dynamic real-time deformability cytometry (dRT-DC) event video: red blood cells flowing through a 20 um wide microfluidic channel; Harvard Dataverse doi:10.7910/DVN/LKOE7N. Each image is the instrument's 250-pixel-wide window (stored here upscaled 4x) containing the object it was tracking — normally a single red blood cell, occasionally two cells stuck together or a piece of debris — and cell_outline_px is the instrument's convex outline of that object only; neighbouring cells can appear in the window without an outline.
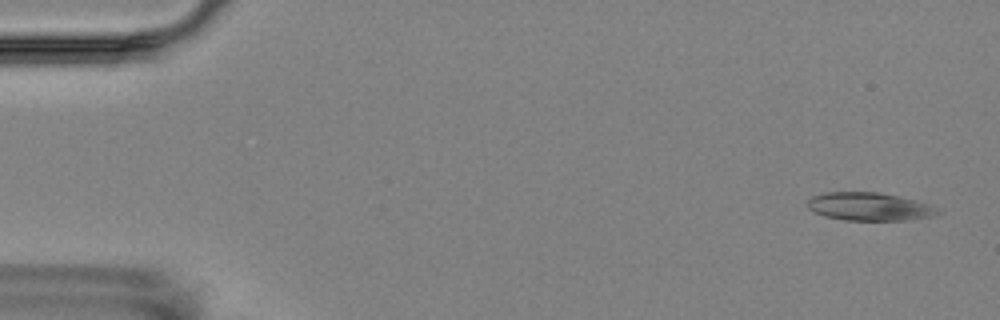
{"species": "Egyptian fruit bat (a non-hibernating species)", "species_latin": "Rousettus aegyptiacus", "temperature_condition": "room temperature", "stored_images_in_passage": 5, "camera_frame_rate_fps": 3000, "um_per_image_px": 0.085, "animal": {"sex": "female"}, "frame": {"image": 1, "passage_image": 1, "time_ms": 0.0, "image_size_px": [1000, 320], "cell_outline_px": [[944, 212], [932, 216], [908, 220], [844, 220], [828, 216], [816, 212], [808, 208], [808, 200], [812, 196], [824, 192], [876, 192], [916, 200], [928, 204]], "centroid_in_image_um": [73.92, 17.56], "position_along_channel_um": 11.1, "area_um2": 21.1}}
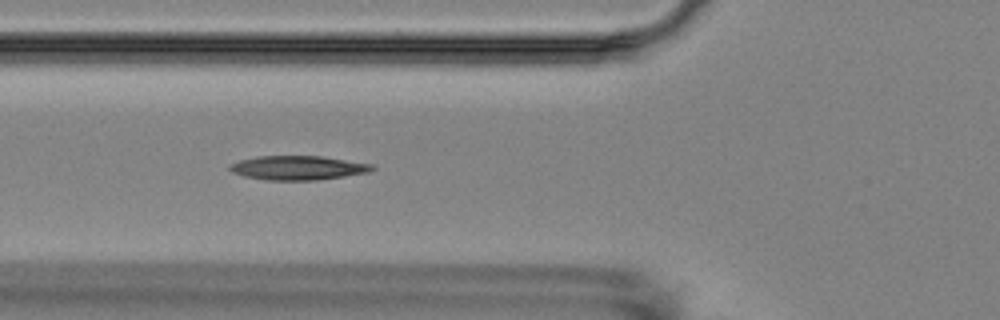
{"frame": {"image": 2, "passage_image": 5, "time_ms": 6.0, "image_size_px": [1000, 320], "cell_outline_px": [[376, 168], [368, 172], [344, 176], [316, 180], [264, 180], [244, 176], [232, 172], [228, 168], [228, 164], [240, 160], [256, 156], [324, 156], [372, 164]], "centroid_in_image_um": [25.29, 14.26], "position_along_channel_um": 100.5, "area_um2": 20.11}}